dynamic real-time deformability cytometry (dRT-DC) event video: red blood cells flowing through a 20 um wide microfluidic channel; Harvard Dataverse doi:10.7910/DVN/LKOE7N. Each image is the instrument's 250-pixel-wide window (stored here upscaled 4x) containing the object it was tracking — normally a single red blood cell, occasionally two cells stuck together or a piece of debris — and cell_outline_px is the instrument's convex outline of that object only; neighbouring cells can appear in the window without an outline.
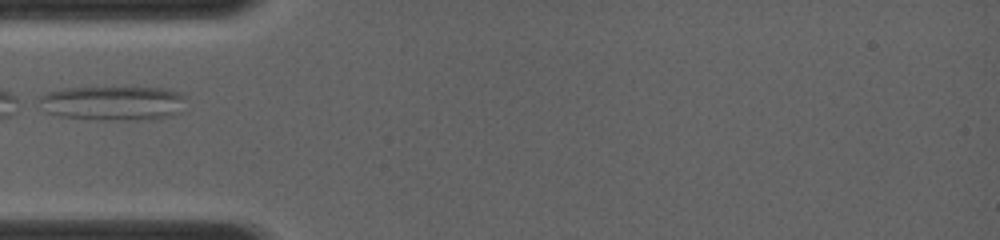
{"species": "common noctule bat (a hibernating species)", "species_latin": "Nyctalus noctula", "temperature_condition": "room temperature", "stored_images_in_passage": 1, "camera_frame_rate_fps": 4000, "um_per_image_px": 0.085, "animal": {"sex": "female", "body_mass_g": 19.0, "forearm_length_mm": 56.7}, "frame": {"image": 1, "passage_image": 1, "time_ms": 0.0, "image_size_px": [1000, 240], "cell_outline_px": [[184, 96], [180, 112], [164, 116], [136, 120], [100, 120], [60, 116], [44, 112], [32, 100], [44, 92], [64, 88], [164, 88], [184, 92]], "centroid_in_image_um": [9.45, 8.76], "position_along_channel_um": 75.6, "area_um2": 29.82}}